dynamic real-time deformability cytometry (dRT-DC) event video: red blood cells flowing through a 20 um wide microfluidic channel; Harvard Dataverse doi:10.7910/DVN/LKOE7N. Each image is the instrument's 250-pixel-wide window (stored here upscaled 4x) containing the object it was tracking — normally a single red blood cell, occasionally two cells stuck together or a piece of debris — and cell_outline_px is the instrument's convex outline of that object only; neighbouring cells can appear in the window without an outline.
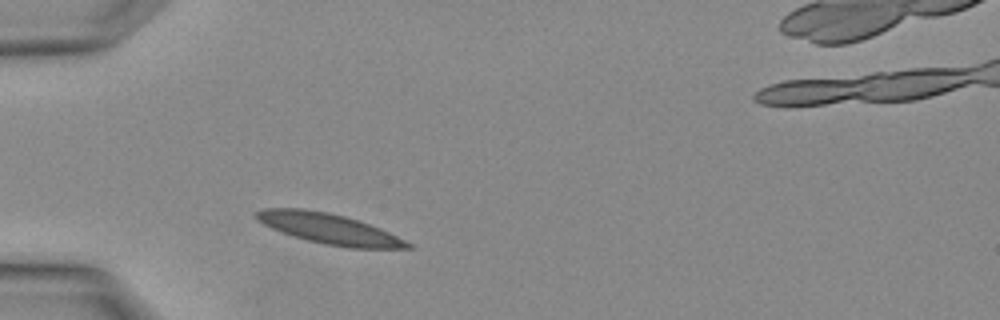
{"species": "Egyptian fruit bat (a non-hibernating species)", "species_latin": "Rousettus aegyptiacus", "temperature_condition": "warm", "stored_images_in_passage": 3, "camera_frame_rate_fps": 3000, "um_per_image_px": 0.085, "animal": {"sex": "female"}, "frame": {"image": 1, "passage_image": 3, "time_ms": 0.667, "image_size_px": [1000, 320], "cell_outline_px": [[412, 248], [348, 248], [324, 244], [308, 240], [280, 232], [256, 220], [252, 216], [256, 212], [264, 208], [304, 208], [328, 212], [344, 216], [380, 228], [412, 244]], "centroid_in_image_um": [27.91, 19.43], "position_along_channel_um": 57.1, "area_um2": 26.65}}